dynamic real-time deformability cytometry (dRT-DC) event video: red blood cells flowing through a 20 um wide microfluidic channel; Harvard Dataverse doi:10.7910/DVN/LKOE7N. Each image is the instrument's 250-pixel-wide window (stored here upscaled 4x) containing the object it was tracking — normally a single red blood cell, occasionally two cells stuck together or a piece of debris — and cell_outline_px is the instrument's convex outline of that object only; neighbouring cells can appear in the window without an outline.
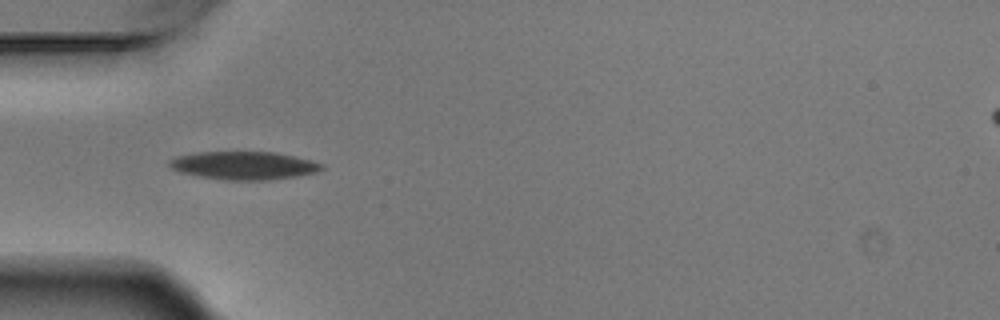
{"species": "Egyptian fruit bat (a non-hibernating species)", "species_latin": "Rousettus aegyptiacus", "temperature_condition": "warm", "stored_images_in_passage": 3, "camera_frame_rate_fps": 3000, "um_per_image_px": 0.085, "animal": {"sex": "male"}, "frame": {"image": 1, "passage_image": 2, "time_ms": 0.333, "image_size_px": [1000, 320], "cell_outline_px": [[324, 168], [316, 172], [296, 176], [268, 180], [224, 180], [200, 176], [180, 172], [172, 168], [168, 164], [168, 160], [176, 156], [196, 152], [276, 152], [312, 160], [324, 164]], "centroid_in_image_um": [20.73, 14.06], "position_along_channel_um": 64.3, "area_um2": 24.97}}
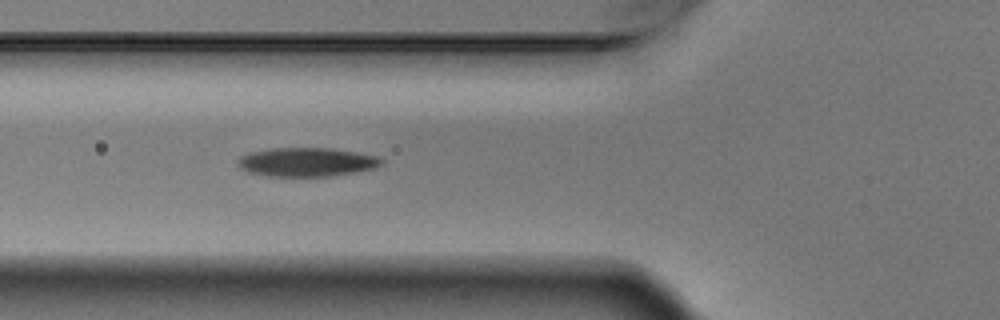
{"frame": {"image": 2, "passage_image": 3, "time_ms": 0.667, "image_size_px": [1000, 320], "cell_outline_px": [[384, 164], [376, 168], [328, 176], [268, 176], [248, 172], [240, 168], [236, 164], [236, 160], [240, 156], [248, 152], [272, 148], [332, 148], [356, 152], [376, 156], [384, 160]], "centroid_in_image_um": [26.03, 13.77], "position_along_channel_um": 99.8, "area_um2": 24.28}}